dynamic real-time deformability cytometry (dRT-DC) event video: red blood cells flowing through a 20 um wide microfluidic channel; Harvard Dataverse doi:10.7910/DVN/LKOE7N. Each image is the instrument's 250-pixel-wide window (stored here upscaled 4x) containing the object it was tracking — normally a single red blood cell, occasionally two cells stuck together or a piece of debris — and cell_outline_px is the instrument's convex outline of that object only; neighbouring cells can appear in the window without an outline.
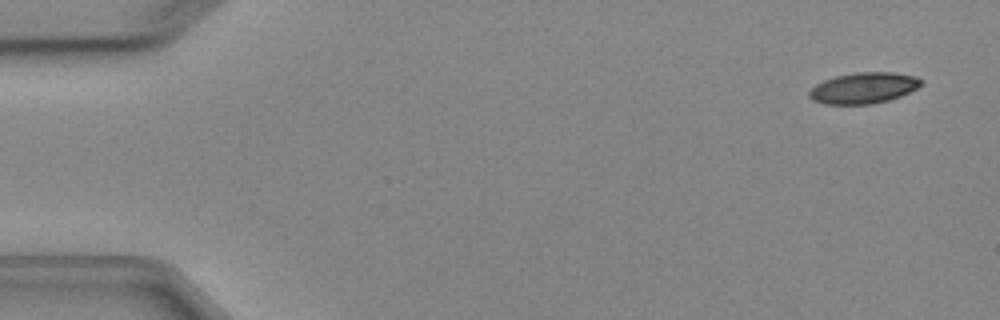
{"species": "Egyptian fruit bat (a non-hibernating species)", "species_latin": "Rousettus aegyptiacus", "temperature_condition": "cold", "stored_images_in_passage": 5, "camera_frame_rate_fps": 3000, "um_per_image_px": 0.085, "animal": {"sex": "female"}, "frame": {"image": 1, "passage_image": 1, "time_ms": 0.0, "image_size_px": [1000, 320], "cell_outline_px": [[920, 84], [916, 88], [900, 96], [888, 100], [872, 104], [824, 104], [812, 100], [808, 96], [808, 92], [816, 84], [824, 80], [836, 76], [856, 72], [892, 72], [916, 76], [920, 80]], "centroid_in_image_um": [73.36, 7.48], "position_along_channel_um": 11.6, "area_um2": 20.06}}
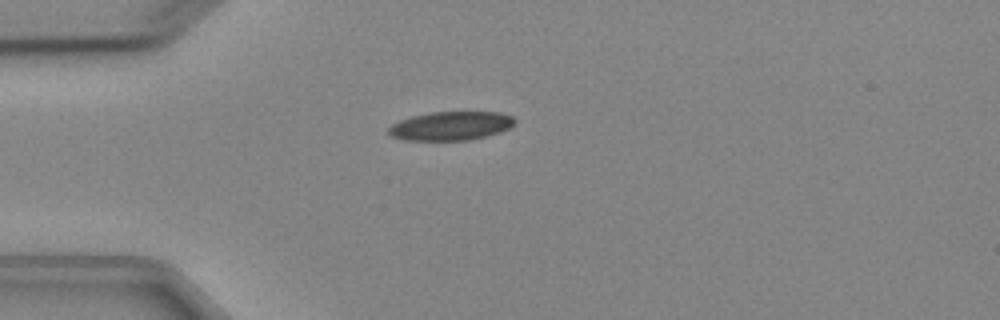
{"frame": {"image": 2, "passage_image": 4, "time_ms": 3.667, "image_size_px": [1000, 320], "cell_outline_px": [[516, 124], [500, 132], [468, 140], [404, 140], [392, 136], [388, 132], [388, 128], [392, 124], [400, 120], [412, 116], [432, 112], [500, 112], [512, 116], [516, 120]], "centroid_in_image_um": [38.33, 10.69], "position_along_channel_um": 46.7, "area_um2": 21.1}}